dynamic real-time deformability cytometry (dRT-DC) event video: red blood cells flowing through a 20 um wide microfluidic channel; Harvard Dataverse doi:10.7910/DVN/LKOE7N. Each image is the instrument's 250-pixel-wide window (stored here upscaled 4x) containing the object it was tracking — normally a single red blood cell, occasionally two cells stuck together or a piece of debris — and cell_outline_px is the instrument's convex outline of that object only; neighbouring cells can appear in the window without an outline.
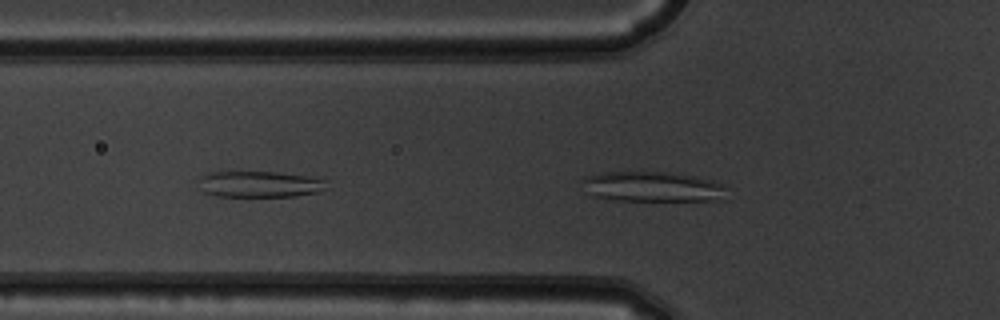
{"species": "common noctule bat (a hibernating species)", "species_latin": "Nyctalus noctula", "temperature_condition": "warm", "stored_images_in_passage": 6, "camera_frame_rate_fps": 3000, "um_per_image_px": 0.085, "animal": {"sex": "male", "body_mass_g": 19.5, "forearm_length_mm": 54.6}, "frame": {"image": 1, "passage_image": 4, "time_ms": 1.0, "image_size_px": [1000, 320], "cell_outline_px": [[728, 200], [620, 200], [596, 196], [588, 192], [580, 180], [588, 176], [604, 172], [664, 172], [696, 176], [712, 180], [724, 184]], "centroid_in_image_um": [55.55, 15.87], "position_along_channel_um": 70.3, "area_um2": 25.26}}